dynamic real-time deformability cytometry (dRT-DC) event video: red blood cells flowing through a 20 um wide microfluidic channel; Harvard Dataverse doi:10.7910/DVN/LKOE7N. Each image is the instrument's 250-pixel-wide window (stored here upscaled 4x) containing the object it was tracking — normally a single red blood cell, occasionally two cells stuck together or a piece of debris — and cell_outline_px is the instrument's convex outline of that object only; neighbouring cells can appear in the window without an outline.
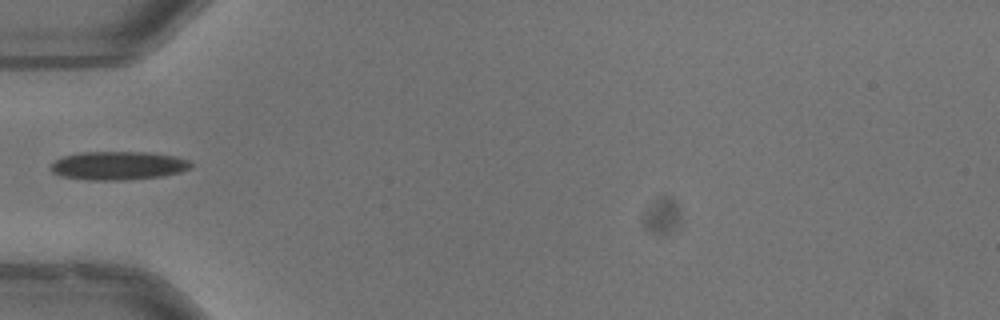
{"species": "common noctule bat (a hibernating species)", "species_latin": "Nyctalus noctula", "temperature_condition": "warm", "stored_images_in_passage": 21, "camera_frame_rate_fps": 3000, "um_per_image_px": 0.085, "animal": {"sex": "male", "body_mass_g": 13.3}, "frame": {"image": 1, "passage_image": 1, "time_ms": 0.0, "image_size_px": [1000, 320], "cell_outline_px": [[192, 164], [188, 168], [180, 172], [164, 176], [124, 180], [88, 180], [60, 176], [52, 172], [52, 164], [56, 160], [64, 156], [80, 152], [148, 152], [172, 156], [188, 160]], "centroid_in_image_um": [10.03, 14.08], "position_along_channel_um": 75.0, "area_um2": 23.12}}